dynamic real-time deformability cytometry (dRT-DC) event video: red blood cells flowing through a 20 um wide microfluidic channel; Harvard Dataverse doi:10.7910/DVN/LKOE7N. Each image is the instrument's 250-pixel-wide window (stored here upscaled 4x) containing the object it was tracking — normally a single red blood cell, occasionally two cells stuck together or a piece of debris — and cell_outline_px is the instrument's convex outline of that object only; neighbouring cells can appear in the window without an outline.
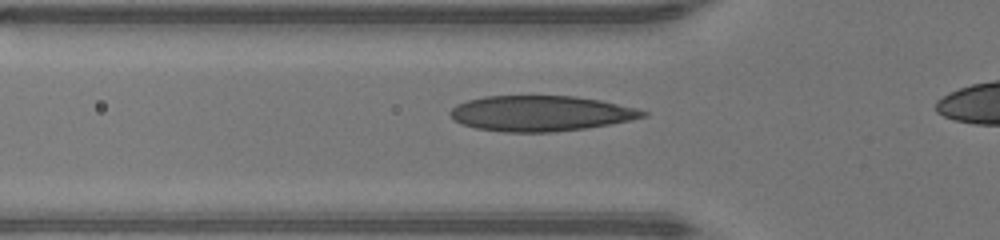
{"species": "human", "species_latin": "Homo sapiens", "temperature_condition": "warm", "stored_images_in_passage": 33, "camera_frame_rate_fps": 3000, "um_per_image_px": 0.085, "donor": {"sex": "male"}, "frame": {"image": 1, "passage_image": 8, "time_ms": 2.333, "image_size_px": [1000, 240], "cell_outline_px": [[648, 116], [632, 120], [588, 128], [552, 132], [504, 132], [476, 128], [452, 120], [448, 112], [456, 104], [468, 100], [484, 96], [576, 96], [600, 100], [636, 108], [648, 112]], "centroid_in_image_um": [45.96, 9.64], "position_along_channel_um": 79.8, "area_um2": 40.0}}
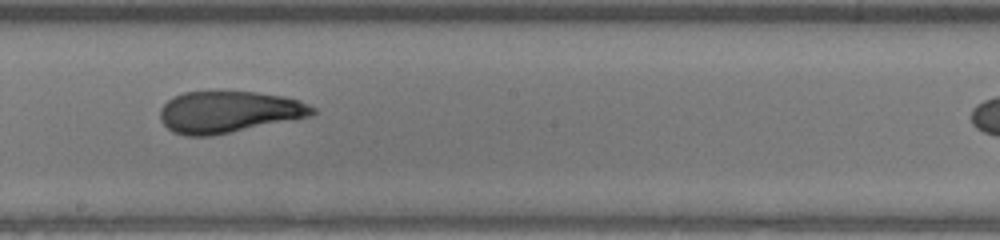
{"frame": {"image": 2, "passage_image": 18, "time_ms": 5.667, "image_size_px": [1000, 240], "cell_outline_px": [[316, 112], [312, 116], [296, 120], [212, 136], [184, 136], [172, 132], [160, 120], [160, 108], [172, 96], [184, 92], [256, 92], [284, 96], [300, 100], [316, 108]], "centroid_in_image_um": [19.47, 9.53], "position_along_channel_um": 228.7, "area_um2": 37.45}}
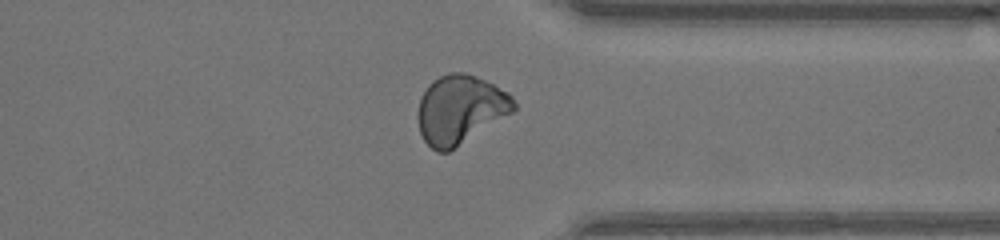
{"frame": {"image": 3, "passage_image": 28, "time_ms": 9.0, "image_size_px": [1000, 240], "cell_outline_px": [[516, 108], [512, 112], [448, 152], [436, 152], [424, 140], [420, 132], [416, 116], [416, 112], [420, 96], [428, 84], [432, 80], [448, 72], [464, 72], [484, 80], [508, 92], [512, 96], [516, 104]], "centroid_in_image_um": [39.07, 9.29], "position_along_channel_um": 372.3, "area_um2": 38.38}, "authors_computed_cell_mechanics": {"area_um2": 37.7434, "velocity_mm_per_s": 4.4255, "shape_relaxation_time_tau1_ms": null, "shape_relaxation_time_tau2_ms": 0.7608, "deformation_change_tau1": null, "deformation_change_tau2": 0.0649}}